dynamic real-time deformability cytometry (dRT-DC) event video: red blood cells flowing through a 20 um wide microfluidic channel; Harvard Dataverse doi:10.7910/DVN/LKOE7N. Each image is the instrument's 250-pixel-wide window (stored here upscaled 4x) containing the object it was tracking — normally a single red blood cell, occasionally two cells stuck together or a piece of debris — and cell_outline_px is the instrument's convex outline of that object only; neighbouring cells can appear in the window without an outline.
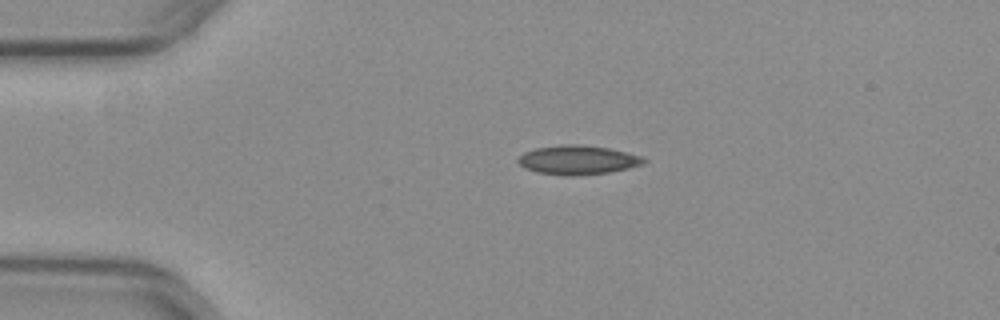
{"species": "common noctule bat (a hibernating species)", "species_latin": "Nyctalus noctula", "temperature_condition": "warm", "stored_images_in_passage": 42, "camera_frame_rate_fps": 3000, "um_per_image_px": 0.085, "animal": {"sex": "female", "body_mass_g": 29.2, "forearm_length_mm": 56.3}, "frame": {"image": 1, "passage_image": 1, "time_ms": 0.0, "image_size_px": [1000, 320], "cell_outline_px": [[648, 160], [644, 164], [628, 168], [608, 172], [572, 176], [536, 172], [524, 168], [516, 160], [524, 152], [536, 148], [564, 144], [576, 144], [608, 148], [640, 156]], "centroid_in_image_um": [49.09, 13.6], "position_along_channel_um": 35.9, "area_um2": 21.1}}
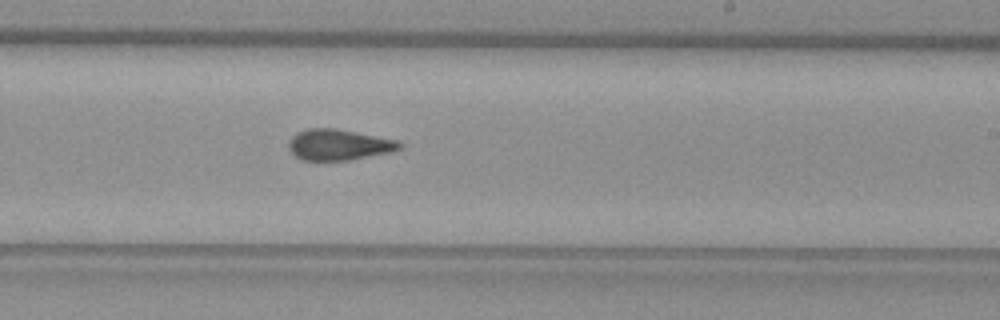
{"frame": {"image": 2, "passage_image": 21, "time_ms": 6.667, "image_size_px": [1000, 320], "cell_outline_px": [[404, 144], [400, 148], [388, 152], [348, 160], [300, 160], [288, 148], [288, 144], [292, 136], [296, 132], [308, 128], [336, 128], [396, 140]], "centroid_in_image_um": [28.74, 12.29], "position_along_channel_um": 260.3, "area_um2": 19.77}}
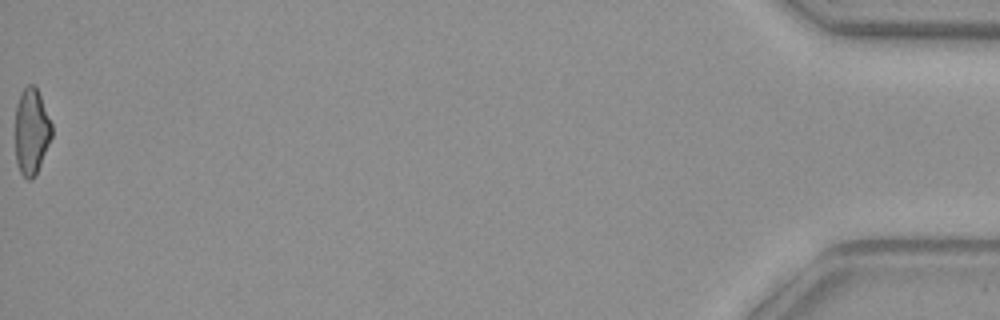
{"frame": {"image": 3, "passage_image": 42, "time_ms": 13.667, "image_size_px": [1000, 320], "cell_outline_px": [[52, 136], [36, 176], [32, 180], [28, 180], [20, 172], [16, 160], [16, 104], [20, 92], [28, 84], [36, 84], [52, 124]], "centroid_in_image_um": [2.68, 11.15], "position_along_channel_um": 432.5, "area_um2": 18.55}, "authors_computed_cell_mechanics": {"area_um2": 19.941, "velocity_mm_per_s": 3.9687, "shape_relaxation_time_tau1_ms": null, "shape_relaxation_time_tau2_ms": 2.1544, "deformation_change_tau1": null, "deformation_change_tau2": 0.1013}}